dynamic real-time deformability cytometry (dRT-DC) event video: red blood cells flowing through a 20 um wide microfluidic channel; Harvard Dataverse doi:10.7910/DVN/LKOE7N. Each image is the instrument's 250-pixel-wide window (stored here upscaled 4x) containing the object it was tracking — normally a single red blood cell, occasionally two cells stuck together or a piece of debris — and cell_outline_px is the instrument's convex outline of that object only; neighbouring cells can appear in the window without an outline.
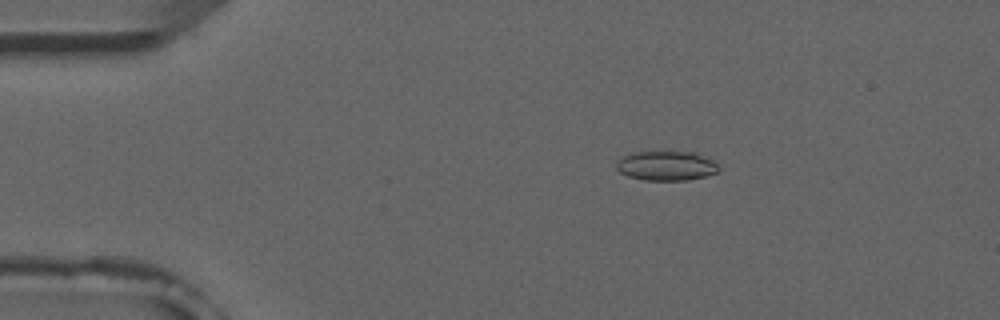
{"species": "common noctule bat (a hibernating species)", "species_latin": "Nyctalus noctula", "temperature_condition": "room temperature", "stored_images_in_passage": 6, "camera_frame_rate_fps": 3000, "um_per_image_px": 0.085, "animal": {"sex": "male", "forearm_length_mm": 52.5}, "frame": {"image": 1, "passage_image": 1, "time_ms": 0.0, "image_size_px": [1000, 320], "cell_outline_px": [[720, 172], [688, 180], [644, 180], [628, 176], [620, 172], [616, 168], [616, 164], [624, 156], [632, 152], [692, 152], [712, 160], [720, 168]], "centroid_in_image_um": [56.64, 14.1], "position_along_channel_um": 28.4, "area_um2": 17.4}}
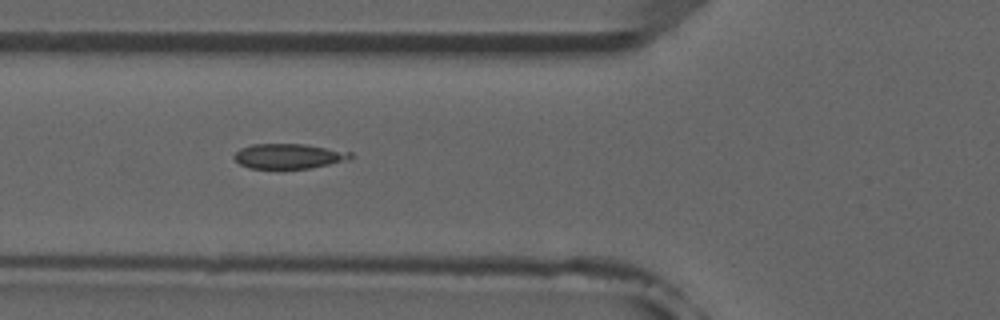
{"frame": {"image": 2, "passage_image": 4, "time_ms": 3.333, "image_size_px": [1000, 320], "cell_outline_px": [[352, 156], [348, 160], [308, 168], [248, 168], [240, 164], [232, 156], [240, 148], [252, 144], [304, 144], [352, 152]], "centroid_in_image_um": [24.51, 13.26], "position_along_channel_um": 101.3, "area_um2": 16.76}}
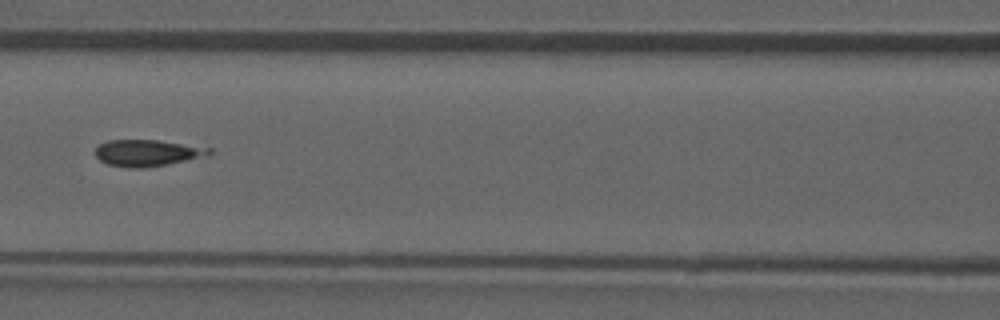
{"frame": {"image": 3, "passage_image": 5, "time_ms": 4.667, "image_size_px": [1000, 320], "cell_outline_px": [[212, 152], [208, 156], [168, 164], [140, 168], [132, 168], [108, 164], [100, 160], [96, 156], [96, 148], [100, 144], [108, 140], [156, 140], [212, 148]], "centroid_in_image_um": [12.54, 13.0], "position_along_channel_um": 154.1, "area_um2": 17.46}}